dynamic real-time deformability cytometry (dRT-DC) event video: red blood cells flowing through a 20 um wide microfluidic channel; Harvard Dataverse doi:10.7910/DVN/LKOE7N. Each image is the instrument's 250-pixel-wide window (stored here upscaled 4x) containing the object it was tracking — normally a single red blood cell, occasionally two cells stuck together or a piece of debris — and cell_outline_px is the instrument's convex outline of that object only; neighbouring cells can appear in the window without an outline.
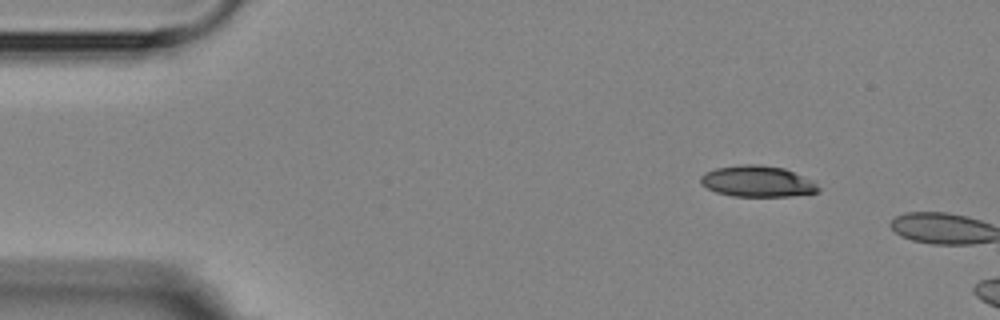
{"species": "Egyptian fruit bat (a non-hibernating species)", "species_latin": "Rousettus aegyptiacus", "temperature_condition": "room temperature", "stored_images_in_passage": 3, "camera_frame_rate_fps": 3000, "um_per_image_px": 0.085, "animal": {"sex": "female"}, "frame": {"image": 1, "passage_image": 1, "time_ms": 0.0, "image_size_px": [1000, 320], "cell_outline_px": [[820, 192], [792, 196], [732, 196], [716, 192], [700, 184], [700, 176], [704, 172], [716, 168], [740, 164], [760, 164], [784, 168], [812, 180], [820, 188]], "centroid_in_image_um": [64.36, 15.41], "position_along_channel_um": 20.6, "area_um2": 21.5}}